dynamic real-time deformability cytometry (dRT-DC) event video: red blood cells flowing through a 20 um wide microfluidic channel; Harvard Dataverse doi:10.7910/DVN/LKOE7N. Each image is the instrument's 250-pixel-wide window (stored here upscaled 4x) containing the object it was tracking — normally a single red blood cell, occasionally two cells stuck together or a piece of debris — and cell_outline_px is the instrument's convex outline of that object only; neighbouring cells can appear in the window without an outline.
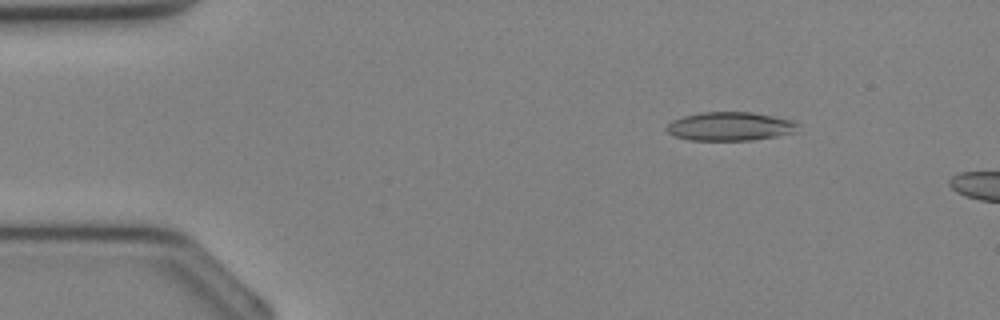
{"species": "Egyptian fruit bat (a non-hibernating species)", "species_latin": "Rousettus aegyptiacus", "temperature_condition": "cold", "stored_images_in_passage": 7, "camera_frame_rate_fps": 3000, "um_per_image_px": 0.085, "animal": {"sex": "female"}, "frame": {"image": 1, "passage_image": 2, "time_ms": 0.333, "image_size_px": [1000, 320], "cell_outline_px": [[796, 132], [776, 136], [752, 140], [688, 140], [676, 136], [668, 132], [664, 128], [672, 120], [684, 116], [700, 112], [752, 112], [792, 120], [796, 124]], "centroid_in_image_um": [62.01, 10.74], "position_along_channel_um": 23.0, "area_um2": 21.79}}